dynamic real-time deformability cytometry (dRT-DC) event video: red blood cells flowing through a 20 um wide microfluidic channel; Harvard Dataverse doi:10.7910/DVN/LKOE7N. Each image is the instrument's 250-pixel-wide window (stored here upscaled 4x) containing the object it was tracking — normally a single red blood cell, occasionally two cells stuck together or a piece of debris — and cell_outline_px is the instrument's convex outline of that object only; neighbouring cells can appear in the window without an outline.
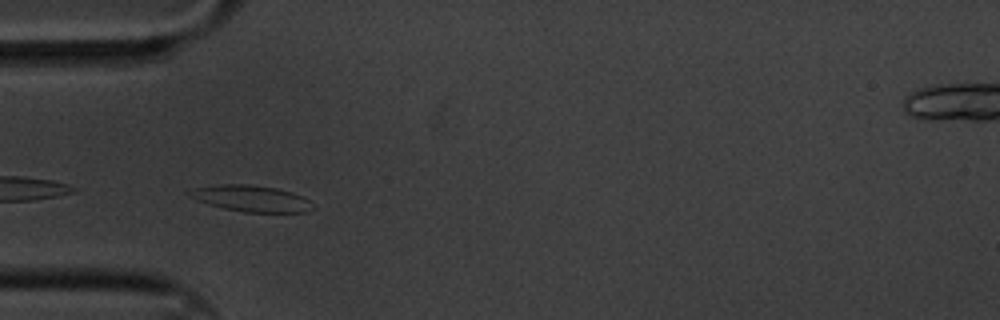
{"species": "common noctule bat (a hibernating species)", "species_latin": "Nyctalus noctula", "temperature_condition": "cold", "stored_images_in_passage": 6, "camera_frame_rate_fps": 3000, "um_per_image_px": 0.085, "animal": {"sex": "male", "body_mass_g": 20.1, "forearm_length_mm": 53.5}, "frame": {"image": 1, "passage_image": 4, "time_ms": 1.0, "image_size_px": [1000, 320], "cell_outline_px": [[316, 208], [308, 212], [244, 212], [224, 208], [208, 204], [196, 200], [188, 196], [188, 192], [192, 188], [220, 184], [248, 184], [276, 188], [292, 192], [308, 200]], "centroid_in_image_um": [21.34, 16.87], "position_along_channel_um": 63.7, "area_um2": 18.9}}
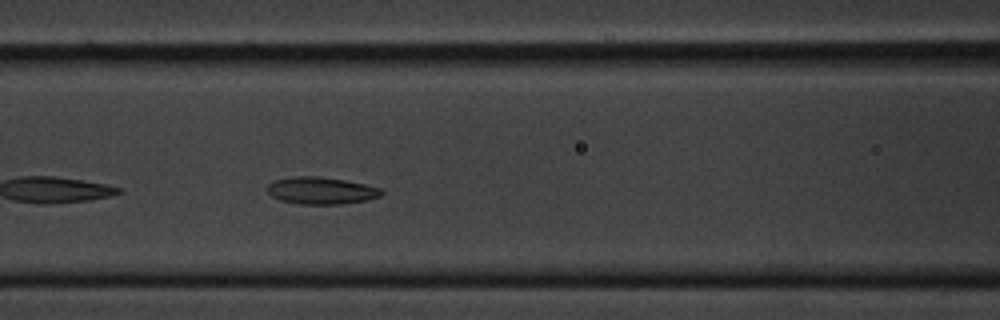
{"frame": {"image": 2, "passage_image": 6, "time_ms": 1.667, "image_size_px": [1000, 320], "cell_outline_px": [[384, 192], [380, 196], [368, 200], [344, 204], [300, 204], [280, 200], [272, 196], [268, 192], [268, 184], [276, 180], [292, 176], [320, 176], [344, 180], [364, 184], [380, 188]], "centroid_in_image_um": [27.31, 16.2], "position_along_channel_um": 139.3, "area_um2": 18.03}}